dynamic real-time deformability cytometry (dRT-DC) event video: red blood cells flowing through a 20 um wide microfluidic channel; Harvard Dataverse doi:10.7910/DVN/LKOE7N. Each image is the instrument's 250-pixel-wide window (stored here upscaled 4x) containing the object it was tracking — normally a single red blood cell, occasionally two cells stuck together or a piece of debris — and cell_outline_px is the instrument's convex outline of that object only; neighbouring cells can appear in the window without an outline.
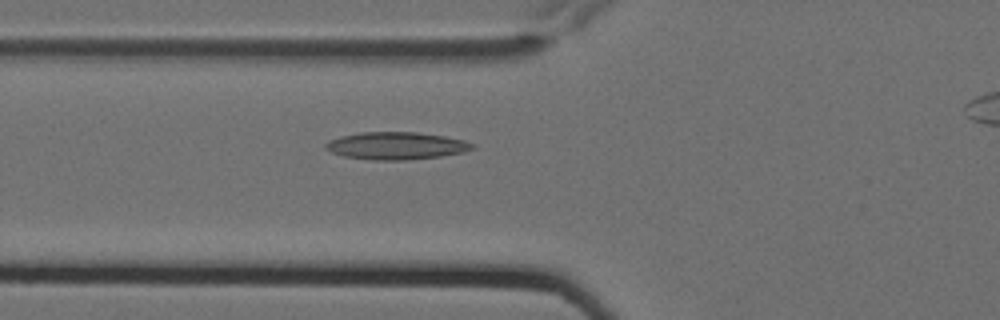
{"species": "Egyptian fruit bat (a non-hibernating species)", "species_latin": "Rousettus aegyptiacus", "temperature_condition": "cold", "stored_images_in_passage": 2, "camera_frame_rate_fps": 3000, "um_per_image_px": 0.085, "animal": {"sex": "female"}, "frame": {"image": 1, "passage_image": 2, "time_ms": 0.333, "image_size_px": [1000, 320], "cell_outline_px": [[476, 148], [464, 152], [440, 156], [404, 160], [372, 160], [344, 156], [332, 152], [324, 148], [324, 144], [328, 140], [340, 136], [360, 132], [416, 132], [444, 136], [464, 140], [476, 144]], "centroid_in_image_um": [33.68, 12.38], "position_along_channel_um": 92.1, "area_um2": 23.58}}